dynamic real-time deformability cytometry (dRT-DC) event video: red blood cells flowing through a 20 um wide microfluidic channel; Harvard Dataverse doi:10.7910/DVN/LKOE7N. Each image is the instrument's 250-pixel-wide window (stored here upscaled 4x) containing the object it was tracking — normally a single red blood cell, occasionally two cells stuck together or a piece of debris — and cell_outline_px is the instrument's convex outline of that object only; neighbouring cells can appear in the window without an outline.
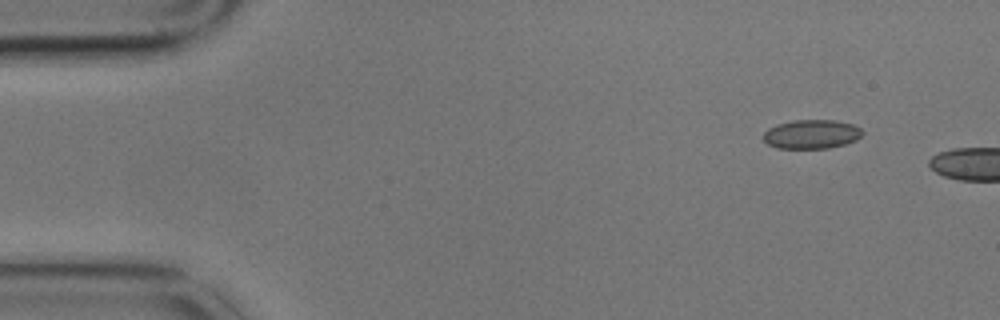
{"species": "common noctule bat (a hibernating species)", "species_latin": "Nyctalus noctula", "temperature_condition": "cold", "stored_images_in_passage": 2, "camera_frame_rate_fps": 3000, "um_per_image_px": 0.085, "animal": {"sex": "male", "body_mass_g": 17.9}, "frame": {"image": 1, "passage_image": 1, "time_ms": 0.0, "image_size_px": [1000, 320], "cell_outline_px": [[864, 132], [856, 140], [844, 144], [828, 148], [776, 148], [768, 144], [764, 140], [764, 132], [768, 128], [776, 124], [792, 120], [836, 120], [852, 124], [860, 128]], "centroid_in_image_um": [68.97, 11.4], "position_along_channel_um": 16.0, "area_um2": 16.76}}